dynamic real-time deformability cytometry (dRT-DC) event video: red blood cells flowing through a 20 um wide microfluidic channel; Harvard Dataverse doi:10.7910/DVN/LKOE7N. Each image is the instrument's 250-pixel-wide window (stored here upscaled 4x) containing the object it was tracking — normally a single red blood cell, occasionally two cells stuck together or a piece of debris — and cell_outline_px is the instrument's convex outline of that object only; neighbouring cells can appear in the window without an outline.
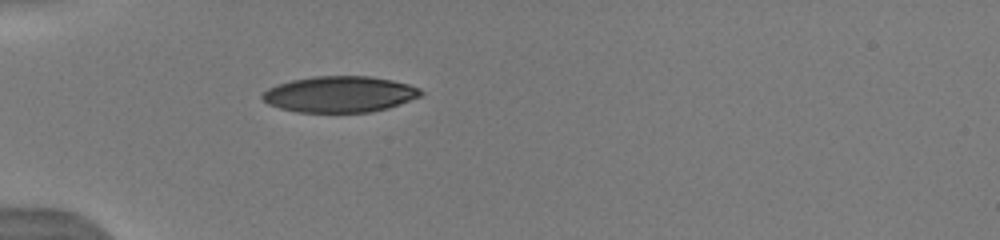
{"species": "human", "species_latin": "Homo sapiens", "temperature_condition": "warm", "stored_images_in_passage": 24, "camera_frame_rate_fps": 3000, "um_per_image_px": 0.085, "donor": {"sex": "male"}, "frame": {"image": 1, "passage_image": 1, "time_ms": 0.0, "image_size_px": [1000, 240], "cell_outline_px": [[424, 92], [420, 96], [400, 104], [388, 108], [368, 112], [296, 112], [280, 108], [268, 104], [260, 96], [268, 88], [292, 80], [312, 76], [372, 76], [392, 80], [408, 84], [420, 88]], "centroid_in_image_um": [28.89, 8.01], "position_along_channel_um": 56.1, "area_um2": 33.29}}
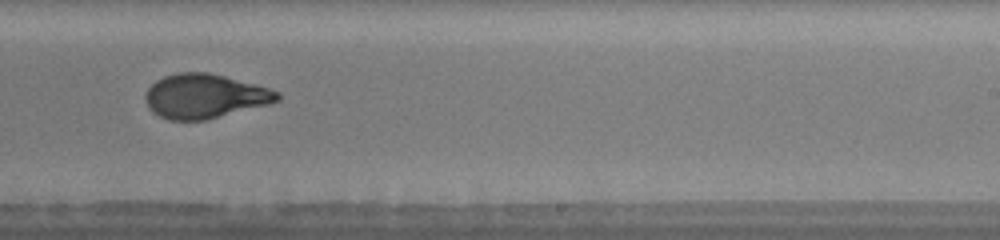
{"frame": {"image": 2, "passage_image": 17, "time_ms": 5.667, "image_size_px": [1000, 240], "cell_outline_px": [[280, 100], [268, 104], [208, 120], [168, 120], [152, 112], [148, 108], [144, 96], [148, 88], [156, 80], [164, 76], [176, 72], [208, 72], [224, 76], [268, 88], [280, 92]], "centroid_in_image_um": [17.37, 8.18], "position_along_channel_um": 271.6, "area_um2": 34.1}}